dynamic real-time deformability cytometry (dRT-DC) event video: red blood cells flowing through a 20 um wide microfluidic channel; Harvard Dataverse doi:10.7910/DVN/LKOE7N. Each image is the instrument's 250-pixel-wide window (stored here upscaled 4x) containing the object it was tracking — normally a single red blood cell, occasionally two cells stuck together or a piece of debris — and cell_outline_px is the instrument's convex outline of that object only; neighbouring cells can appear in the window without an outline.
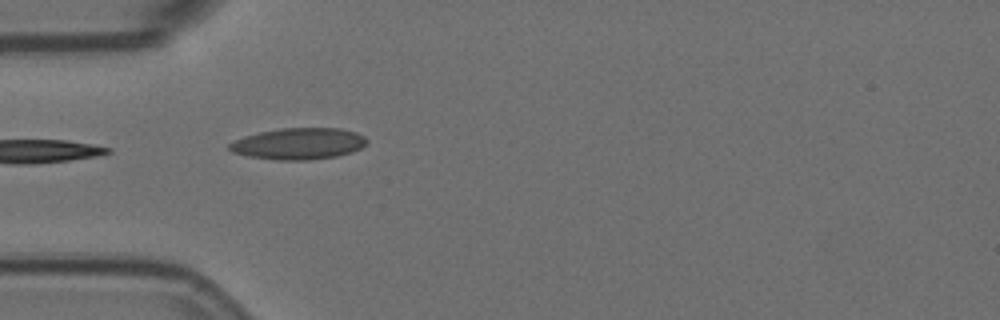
{"species": "Egyptian fruit bat (a non-hibernating species)", "species_latin": "Rousettus aegyptiacus", "temperature_condition": "room temperature", "stored_images_in_passage": 6, "camera_frame_rate_fps": 3000, "um_per_image_px": 0.085, "animal": {"sex": "female"}, "frame": {"image": 1, "passage_image": 3, "time_ms": 0.667, "image_size_px": [1000, 320], "cell_outline_px": [[368, 144], [352, 152], [336, 156], [308, 160], [280, 160], [248, 156], [232, 152], [228, 148], [228, 144], [244, 136], [260, 132], [280, 128], [340, 128], [356, 132], [364, 136], [368, 140]], "centroid_in_image_um": [25.41, 12.21], "position_along_channel_um": 59.6, "area_um2": 25.2}}
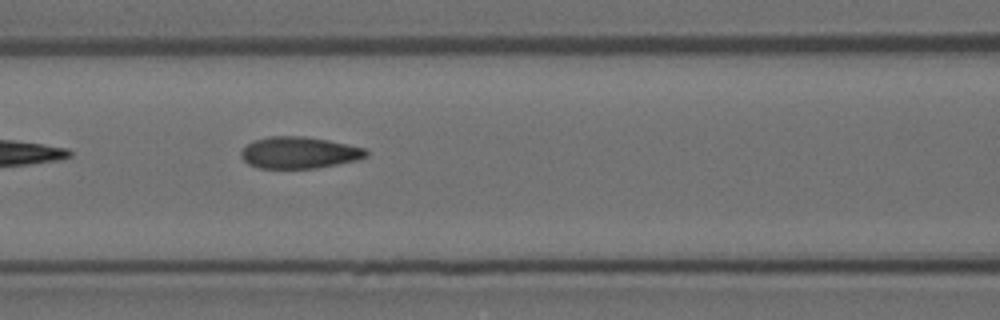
{"frame": {"image": 2, "passage_image": 5, "time_ms": 1.333, "image_size_px": [1000, 320], "cell_outline_px": [[368, 156], [356, 160], [316, 168], [256, 168], [248, 164], [244, 160], [240, 152], [252, 140], [268, 136], [304, 136], [328, 140], [364, 148], [368, 152]], "centroid_in_image_um": [25.4, 12.97], "position_along_channel_um": 141.2, "area_um2": 23.0}}